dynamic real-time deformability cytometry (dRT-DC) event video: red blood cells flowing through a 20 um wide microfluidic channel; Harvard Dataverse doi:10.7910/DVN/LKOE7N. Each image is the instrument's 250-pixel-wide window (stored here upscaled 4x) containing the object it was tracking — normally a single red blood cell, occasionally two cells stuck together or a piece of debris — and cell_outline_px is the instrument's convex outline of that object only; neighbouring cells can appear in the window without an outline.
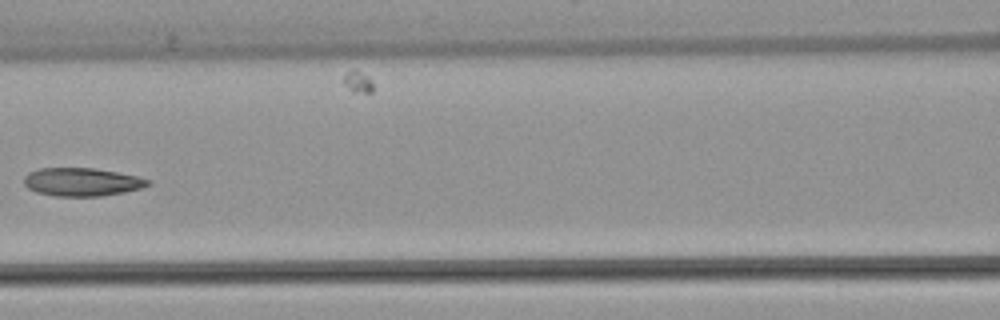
{"species": "common noctule bat (a hibernating species)", "species_latin": "Nyctalus noctula", "temperature_condition": "warm", "stored_images_in_passage": 8, "camera_frame_rate_fps": 3000, "um_per_image_px": 0.085, "animal": {"sex": "female", "body_mass_g": 22.7, "forearm_length_mm": 54.2}, "frame": {"image": 1, "passage_image": 7, "time_ms": 7.0, "image_size_px": [1000, 320], "cell_outline_px": [[152, 184], [144, 188], [124, 192], [100, 196], [56, 196], [36, 192], [28, 188], [24, 184], [24, 176], [28, 172], [40, 168], [92, 168], [116, 172], [136, 176], [152, 180]], "centroid_in_image_um": [6.98, 15.47], "position_along_channel_um": 159.6, "area_um2": 20.46}}